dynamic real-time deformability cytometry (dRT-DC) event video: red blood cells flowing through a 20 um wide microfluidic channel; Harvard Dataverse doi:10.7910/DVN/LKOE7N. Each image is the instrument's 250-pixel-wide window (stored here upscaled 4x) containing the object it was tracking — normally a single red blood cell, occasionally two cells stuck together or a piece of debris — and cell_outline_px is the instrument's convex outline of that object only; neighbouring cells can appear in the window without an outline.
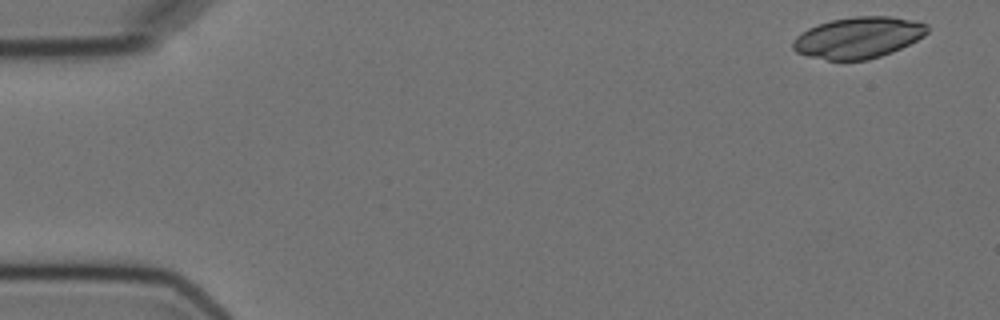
{"species": "Egyptian fruit bat (a non-hibernating species)", "species_latin": "Rousettus aegyptiacus", "temperature_condition": "cold", "stored_images_in_passage": 5, "camera_frame_rate_fps": 3000, "um_per_image_px": 0.085, "animal": {"sex": "female"}, "frame": {"image": 1, "passage_image": 1, "time_ms": 0.0, "image_size_px": [1000, 320], "cell_outline_px": [[928, 32], [924, 36], [892, 52], [868, 60], [828, 60], [808, 56], [796, 52], [792, 48], [792, 40], [800, 32], [808, 28], [832, 20], [856, 16], [892, 16], [916, 20], [928, 24]], "centroid_in_image_um": [72.96, 3.19], "position_along_channel_um": 12.0, "area_um2": 32.43}}